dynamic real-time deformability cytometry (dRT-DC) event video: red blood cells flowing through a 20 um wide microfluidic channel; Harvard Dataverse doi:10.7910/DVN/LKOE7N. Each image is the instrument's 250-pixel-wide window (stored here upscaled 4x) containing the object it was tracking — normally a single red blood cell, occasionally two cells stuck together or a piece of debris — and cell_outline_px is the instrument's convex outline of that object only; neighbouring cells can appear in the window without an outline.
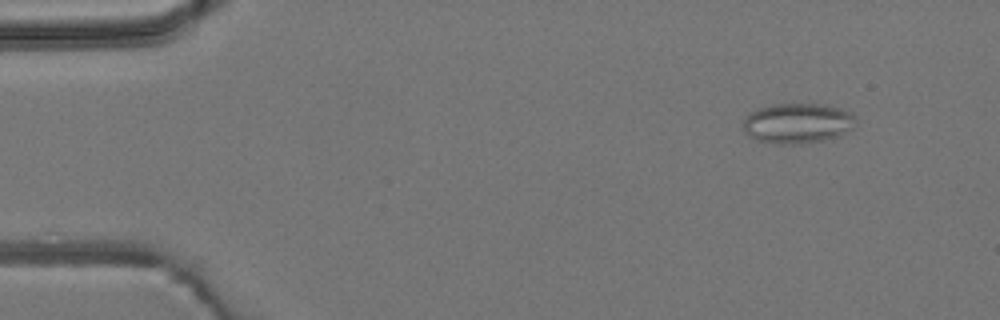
{"species": "common noctule bat (a hibernating species)", "species_latin": "Nyctalus noctula", "temperature_condition": "room temperature", "stored_images_in_passage": 8, "camera_frame_rate_fps": 3000, "um_per_image_px": 0.085, "animal": {"sex": "male", "body_mass_g": 19.2, "forearm_length_mm": 51.8}, "frame": {"image": 1, "passage_image": 2, "time_ms": 1.0, "image_size_px": [1000, 320], "cell_outline_px": [[856, 120], [852, 128], [836, 136], [824, 140], [800, 144], [776, 144], [756, 140], [748, 136], [744, 128], [744, 116], [760, 108], [772, 104], [820, 104], [840, 108], [856, 116]], "centroid_in_image_um": [67.77, 10.48], "position_along_channel_um": 17.2, "area_um2": 26.24}}
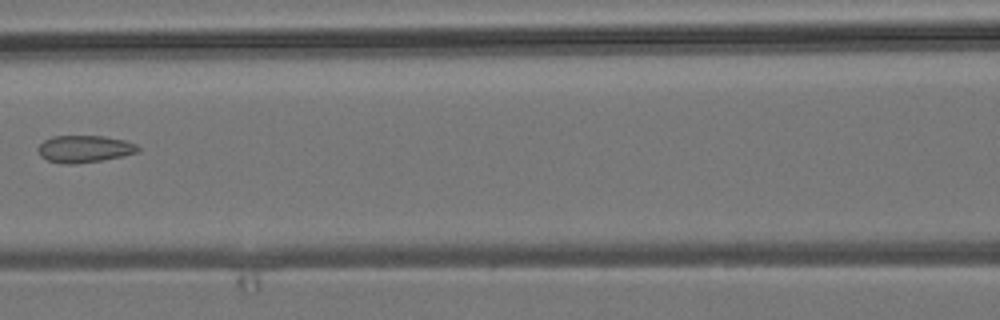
{"frame": {"image": 2, "passage_image": 7, "time_ms": 7.0, "image_size_px": [1000, 320], "cell_outline_px": [[140, 152], [124, 156], [100, 160], [72, 164], [64, 164], [48, 160], [40, 156], [36, 148], [44, 140], [52, 136], [104, 136], [124, 140], [136, 144], [140, 148]], "centroid_in_image_um": [7.18, 12.65], "position_along_channel_um": 159.4, "area_um2": 15.84}}
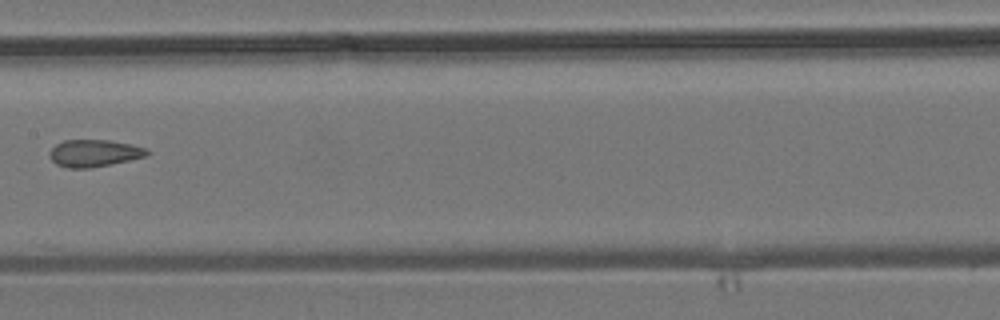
{"frame": {"image": 3, "passage_image": 8, "time_ms": 8.0, "image_size_px": [1000, 320], "cell_outline_px": [[152, 152], [148, 156], [112, 164], [92, 168], [68, 168], [56, 164], [48, 156], [48, 152], [56, 144], [64, 140], [112, 140], [132, 144], [148, 148]], "centroid_in_image_um": [8.05, 13.02], "position_along_channel_um": 199.4, "area_um2": 15.78}}